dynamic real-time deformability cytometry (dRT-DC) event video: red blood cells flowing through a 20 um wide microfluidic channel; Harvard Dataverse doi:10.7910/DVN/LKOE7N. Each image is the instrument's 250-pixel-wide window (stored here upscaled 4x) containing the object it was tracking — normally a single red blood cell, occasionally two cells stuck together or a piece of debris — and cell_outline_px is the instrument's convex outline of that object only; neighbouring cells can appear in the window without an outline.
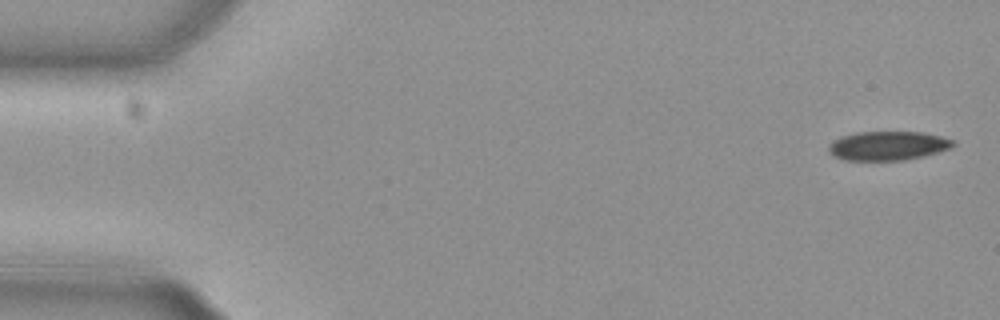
{"species": "common noctule bat (a hibernating species)", "species_latin": "Nyctalus noctula", "temperature_condition": "cold", "stored_images_in_passage": 5, "camera_frame_rate_fps": 3000, "um_per_image_px": 0.085, "animal": {"sex": "female", "body_mass_g": 29.2, "forearm_length_mm": 56.3}, "frame": {"image": 1, "passage_image": 1, "time_ms": 0.0, "image_size_px": [1000, 320], "cell_outline_px": [[956, 144], [952, 148], [924, 156], [904, 160], [844, 160], [832, 156], [828, 152], [828, 144], [832, 140], [840, 136], [856, 132], [920, 132], [940, 136], [956, 140]], "centroid_in_image_um": [75.45, 12.39], "position_along_channel_um": 9.6, "area_um2": 21.39}}